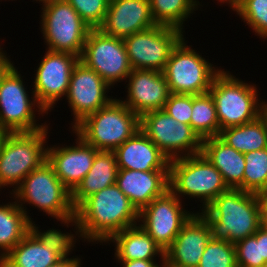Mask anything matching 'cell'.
<instances>
[{
    "label": "cell",
    "mask_w": 267,
    "mask_h": 267,
    "mask_svg": "<svg viewBox=\"0 0 267 267\" xmlns=\"http://www.w3.org/2000/svg\"><path fill=\"white\" fill-rule=\"evenodd\" d=\"M91 29L99 28L106 16L110 0H66Z\"/></svg>",
    "instance_id": "obj_35"
},
{
    "label": "cell",
    "mask_w": 267,
    "mask_h": 267,
    "mask_svg": "<svg viewBox=\"0 0 267 267\" xmlns=\"http://www.w3.org/2000/svg\"><path fill=\"white\" fill-rule=\"evenodd\" d=\"M6 134H7L6 131L0 129V146L2 144L3 139L5 138Z\"/></svg>",
    "instance_id": "obj_43"
},
{
    "label": "cell",
    "mask_w": 267,
    "mask_h": 267,
    "mask_svg": "<svg viewBox=\"0 0 267 267\" xmlns=\"http://www.w3.org/2000/svg\"><path fill=\"white\" fill-rule=\"evenodd\" d=\"M199 213L210 228L211 239L236 243L252 236L265 223L260 194L232 189L221 193Z\"/></svg>",
    "instance_id": "obj_1"
},
{
    "label": "cell",
    "mask_w": 267,
    "mask_h": 267,
    "mask_svg": "<svg viewBox=\"0 0 267 267\" xmlns=\"http://www.w3.org/2000/svg\"><path fill=\"white\" fill-rule=\"evenodd\" d=\"M210 240L209 225L194 213L164 252V267H197Z\"/></svg>",
    "instance_id": "obj_17"
},
{
    "label": "cell",
    "mask_w": 267,
    "mask_h": 267,
    "mask_svg": "<svg viewBox=\"0 0 267 267\" xmlns=\"http://www.w3.org/2000/svg\"><path fill=\"white\" fill-rule=\"evenodd\" d=\"M237 267L267 266V224L252 236L235 243Z\"/></svg>",
    "instance_id": "obj_31"
},
{
    "label": "cell",
    "mask_w": 267,
    "mask_h": 267,
    "mask_svg": "<svg viewBox=\"0 0 267 267\" xmlns=\"http://www.w3.org/2000/svg\"><path fill=\"white\" fill-rule=\"evenodd\" d=\"M118 165L113 151H98L93 165L82 181L71 192V202L76 210L88 197L116 184Z\"/></svg>",
    "instance_id": "obj_24"
},
{
    "label": "cell",
    "mask_w": 267,
    "mask_h": 267,
    "mask_svg": "<svg viewBox=\"0 0 267 267\" xmlns=\"http://www.w3.org/2000/svg\"><path fill=\"white\" fill-rule=\"evenodd\" d=\"M116 185L140 212L169 189V171L118 169Z\"/></svg>",
    "instance_id": "obj_21"
},
{
    "label": "cell",
    "mask_w": 267,
    "mask_h": 267,
    "mask_svg": "<svg viewBox=\"0 0 267 267\" xmlns=\"http://www.w3.org/2000/svg\"><path fill=\"white\" fill-rule=\"evenodd\" d=\"M156 25L149 0H110L99 29L106 35L124 39Z\"/></svg>",
    "instance_id": "obj_20"
},
{
    "label": "cell",
    "mask_w": 267,
    "mask_h": 267,
    "mask_svg": "<svg viewBox=\"0 0 267 267\" xmlns=\"http://www.w3.org/2000/svg\"><path fill=\"white\" fill-rule=\"evenodd\" d=\"M164 111L178 122L190 125L192 115V95L170 93Z\"/></svg>",
    "instance_id": "obj_37"
},
{
    "label": "cell",
    "mask_w": 267,
    "mask_h": 267,
    "mask_svg": "<svg viewBox=\"0 0 267 267\" xmlns=\"http://www.w3.org/2000/svg\"><path fill=\"white\" fill-rule=\"evenodd\" d=\"M170 189L155 198L139 212L138 224L165 252L194 214L182 207V202ZM142 218V219H141Z\"/></svg>",
    "instance_id": "obj_14"
},
{
    "label": "cell",
    "mask_w": 267,
    "mask_h": 267,
    "mask_svg": "<svg viewBox=\"0 0 267 267\" xmlns=\"http://www.w3.org/2000/svg\"><path fill=\"white\" fill-rule=\"evenodd\" d=\"M30 231V221L16 201L0 205V259Z\"/></svg>",
    "instance_id": "obj_28"
},
{
    "label": "cell",
    "mask_w": 267,
    "mask_h": 267,
    "mask_svg": "<svg viewBox=\"0 0 267 267\" xmlns=\"http://www.w3.org/2000/svg\"><path fill=\"white\" fill-rule=\"evenodd\" d=\"M190 126L201 140L220 134L214 100L211 94L192 95V115Z\"/></svg>",
    "instance_id": "obj_29"
},
{
    "label": "cell",
    "mask_w": 267,
    "mask_h": 267,
    "mask_svg": "<svg viewBox=\"0 0 267 267\" xmlns=\"http://www.w3.org/2000/svg\"><path fill=\"white\" fill-rule=\"evenodd\" d=\"M108 241L114 242L118 261H154L159 254L164 263V252L155 241L138 225L114 234Z\"/></svg>",
    "instance_id": "obj_25"
},
{
    "label": "cell",
    "mask_w": 267,
    "mask_h": 267,
    "mask_svg": "<svg viewBox=\"0 0 267 267\" xmlns=\"http://www.w3.org/2000/svg\"><path fill=\"white\" fill-rule=\"evenodd\" d=\"M221 3H228L229 6L232 7L231 9L234 10L241 2L242 0H218Z\"/></svg>",
    "instance_id": "obj_41"
},
{
    "label": "cell",
    "mask_w": 267,
    "mask_h": 267,
    "mask_svg": "<svg viewBox=\"0 0 267 267\" xmlns=\"http://www.w3.org/2000/svg\"><path fill=\"white\" fill-rule=\"evenodd\" d=\"M42 7L41 32L47 49L80 58L90 26L66 0L51 1Z\"/></svg>",
    "instance_id": "obj_8"
},
{
    "label": "cell",
    "mask_w": 267,
    "mask_h": 267,
    "mask_svg": "<svg viewBox=\"0 0 267 267\" xmlns=\"http://www.w3.org/2000/svg\"><path fill=\"white\" fill-rule=\"evenodd\" d=\"M122 263L123 267H164V263L158 265L155 261L148 260H131V261H118Z\"/></svg>",
    "instance_id": "obj_39"
},
{
    "label": "cell",
    "mask_w": 267,
    "mask_h": 267,
    "mask_svg": "<svg viewBox=\"0 0 267 267\" xmlns=\"http://www.w3.org/2000/svg\"><path fill=\"white\" fill-rule=\"evenodd\" d=\"M113 152L118 169L169 171L170 160L141 129Z\"/></svg>",
    "instance_id": "obj_22"
},
{
    "label": "cell",
    "mask_w": 267,
    "mask_h": 267,
    "mask_svg": "<svg viewBox=\"0 0 267 267\" xmlns=\"http://www.w3.org/2000/svg\"><path fill=\"white\" fill-rule=\"evenodd\" d=\"M153 20L183 30V22L200 5L197 0H149Z\"/></svg>",
    "instance_id": "obj_30"
},
{
    "label": "cell",
    "mask_w": 267,
    "mask_h": 267,
    "mask_svg": "<svg viewBox=\"0 0 267 267\" xmlns=\"http://www.w3.org/2000/svg\"><path fill=\"white\" fill-rule=\"evenodd\" d=\"M81 259L80 258H63L56 264L49 267H81Z\"/></svg>",
    "instance_id": "obj_40"
},
{
    "label": "cell",
    "mask_w": 267,
    "mask_h": 267,
    "mask_svg": "<svg viewBox=\"0 0 267 267\" xmlns=\"http://www.w3.org/2000/svg\"><path fill=\"white\" fill-rule=\"evenodd\" d=\"M260 38L267 39V0H242L233 10Z\"/></svg>",
    "instance_id": "obj_34"
},
{
    "label": "cell",
    "mask_w": 267,
    "mask_h": 267,
    "mask_svg": "<svg viewBox=\"0 0 267 267\" xmlns=\"http://www.w3.org/2000/svg\"><path fill=\"white\" fill-rule=\"evenodd\" d=\"M220 71L188 47L182 38L173 48L163 74L170 93L199 95L209 92L214 77Z\"/></svg>",
    "instance_id": "obj_9"
},
{
    "label": "cell",
    "mask_w": 267,
    "mask_h": 267,
    "mask_svg": "<svg viewBox=\"0 0 267 267\" xmlns=\"http://www.w3.org/2000/svg\"><path fill=\"white\" fill-rule=\"evenodd\" d=\"M48 125L34 132L7 133L0 146V189L15 186L46 161ZM45 144V145H44Z\"/></svg>",
    "instance_id": "obj_7"
},
{
    "label": "cell",
    "mask_w": 267,
    "mask_h": 267,
    "mask_svg": "<svg viewBox=\"0 0 267 267\" xmlns=\"http://www.w3.org/2000/svg\"><path fill=\"white\" fill-rule=\"evenodd\" d=\"M80 236L87 242H108L116 233L138 225L139 211L116 184L88 197L76 210Z\"/></svg>",
    "instance_id": "obj_2"
},
{
    "label": "cell",
    "mask_w": 267,
    "mask_h": 267,
    "mask_svg": "<svg viewBox=\"0 0 267 267\" xmlns=\"http://www.w3.org/2000/svg\"><path fill=\"white\" fill-rule=\"evenodd\" d=\"M78 61L79 57L73 54L47 49L36 70L32 91V96L46 113L67 95L71 73Z\"/></svg>",
    "instance_id": "obj_15"
},
{
    "label": "cell",
    "mask_w": 267,
    "mask_h": 267,
    "mask_svg": "<svg viewBox=\"0 0 267 267\" xmlns=\"http://www.w3.org/2000/svg\"><path fill=\"white\" fill-rule=\"evenodd\" d=\"M257 91L256 85H248L224 70L214 77L209 93L215 103L220 131L252 122L267 110V102L258 100Z\"/></svg>",
    "instance_id": "obj_5"
},
{
    "label": "cell",
    "mask_w": 267,
    "mask_h": 267,
    "mask_svg": "<svg viewBox=\"0 0 267 267\" xmlns=\"http://www.w3.org/2000/svg\"><path fill=\"white\" fill-rule=\"evenodd\" d=\"M264 202V217L267 220V192L262 195Z\"/></svg>",
    "instance_id": "obj_42"
},
{
    "label": "cell",
    "mask_w": 267,
    "mask_h": 267,
    "mask_svg": "<svg viewBox=\"0 0 267 267\" xmlns=\"http://www.w3.org/2000/svg\"><path fill=\"white\" fill-rule=\"evenodd\" d=\"M127 98L122 101L139 117L163 109L170 95L163 72L147 69L132 70L127 77Z\"/></svg>",
    "instance_id": "obj_18"
},
{
    "label": "cell",
    "mask_w": 267,
    "mask_h": 267,
    "mask_svg": "<svg viewBox=\"0 0 267 267\" xmlns=\"http://www.w3.org/2000/svg\"><path fill=\"white\" fill-rule=\"evenodd\" d=\"M63 258L29 231L0 259V267H49Z\"/></svg>",
    "instance_id": "obj_26"
},
{
    "label": "cell",
    "mask_w": 267,
    "mask_h": 267,
    "mask_svg": "<svg viewBox=\"0 0 267 267\" xmlns=\"http://www.w3.org/2000/svg\"><path fill=\"white\" fill-rule=\"evenodd\" d=\"M0 48V84L4 76L14 67L10 59L6 57L7 55Z\"/></svg>",
    "instance_id": "obj_38"
},
{
    "label": "cell",
    "mask_w": 267,
    "mask_h": 267,
    "mask_svg": "<svg viewBox=\"0 0 267 267\" xmlns=\"http://www.w3.org/2000/svg\"><path fill=\"white\" fill-rule=\"evenodd\" d=\"M140 129V117L120 99L86 116L72 131L98 151H114Z\"/></svg>",
    "instance_id": "obj_4"
},
{
    "label": "cell",
    "mask_w": 267,
    "mask_h": 267,
    "mask_svg": "<svg viewBox=\"0 0 267 267\" xmlns=\"http://www.w3.org/2000/svg\"><path fill=\"white\" fill-rule=\"evenodd\" d=\"M201 153L220 171L229 188L243 190V153L228 146L218 136L203 139Z\"/></svg>",
    "instance_id": "obj_23"
},
{
    "label": "cell",
    "mask_w": 267,
    "mask_h": 267,
    "mask_svg": "<svg viewBox=\"0 0 267 267\" xmlns=\"http://www.w3.org/2000/svg\"><path fill=\"white\" fill-rule=\"evenodd\" d=\"M32 220L30 221V231L45 245L53 249L62 258H69L68 255L72 251L76 243V237L71 233H62L58 229H49L46 232H40ZM75 239V241H74ZM75 242V243H74Z\"/></svg>",
    "instance_id": "obj_36"
},
{
    "label": "cell",
    "mask_w": 267,
    "mask_h": 267,
    "mask_svg": "<svg viewBox=\"0 0 267 267\" xmlns=\"http://www.w3.org/2000/svg\"><path fill=\"white\" fill-rule=\"evenodd\" d=\"M179 28L156 25L124 38L132 70L163 72L173 48L184 37Z\"/></svg>",
    "instance_id": "obj_12"
},
{
    "label": "cell",
    "mask_w": 267,
    "mask_h": 267,
    "mask_svg": "<svg viewBox=\"0 0 267 267\" xmlns=\"http://www.w3.org/2000/svg\"><path fill=\"white\" fill-rule=\"evenodd\" d=\"M24 86L16 67L4 76L0 84V129L7 133L34 132L47 126L36 123L35 106L41 115L46 112L40 107L35 96L30 100Z\"/></svg>",
    "instance_id": "obj_11"
},
{
    "label": "cell",
    "mask_w": 267,
    "mask_h": 267,
    "mask_svg": "<svg viewBox=\"0 0 267 267\" xmlns=\"http://www.w3.org/2000/svg\"><path fill=\"white\" fill-rule=\"evenodd\" d=\"M111 86L80 60L74 66L66 98L74 115L72 129L86 116L109 104L114 98L106 94Z\"/></svg>",
    "instance_id": "obj_16"
},
{
    "label": "cell",
    "mask_w": 267,
    "mask_h": 267,
    "mask_svg": "<svg viewBox=\"0 0 267 267\" xmlns=\"http://www.w3.org/2000/svg\"><path fill=\"white\" fill-rule=\"evenodd\" d=\"M34 1V0H33ZM36 1H41L43 4L51 2V1H57V0H36Z\"/></svg>",
    "instance_id": "obj_44"
},
{
    "label": "cell",
    "mask_w": 267,
    "mask_h": 267,
    "mask_svg": "<svg viewBox=\"0 0 267 267\" xmlns=\"http://www.w3.org/2000/svg\"><path fill=\"white\" fill-rule=\"evenodd\" d=\"M11 194L29 221L31 218L23 206L25 202L43 210L67 227L70 223L75 225L76 233L80 235L79 222L71 202V191L60 181L47 160L31 171Z\"/></svg>",
    "instance_id": "obj_3"
},
{
    "label": "cell",
    "mask_w": 267,
    "mask_h": 267,
    "mask_svg": "<svg viewBox=\"0 0 267 267\" xmlns=\"http://www.w3.org/2000/svg\"><path fill=\"white\" fill-rule=\"evenodd\" d=\"M243 191L263 195L267 192V148L244 154Z\"/></svg>",
    "instance_id": "obj_32"
},
{
    "label": "cell",
    "mask_w": 267,
    "mask_h": 267,
    "mask_svg": "<svg viewBox=\"0 0 267 267\" xmlns=\"http://www.w3.org/2000/svg\"><path fill=\"white\" fill-rule=\"evenodd\" d=\"M169 189L180 196L200 198L205 209L221 193L230 188L220 171L202 153L170 160Z\"/></svg>",
    "instance_id": "obj_6"
},
{
    "label": "cell",
    "mask_w": 267,
    "mask_h": 267,
    "mask_svg": "<svg viewBox=\"0 0 267 267\" xmlns=\"http://www.w3.org/2000/svg\"><path fill=\"white\" fill-rule=\"evenodd\" d=\"M79 60L112 87L126 80L132 71L124 40L106 35L99 28L89 31Z\"/></svg>",
    "instance_id": "obj_13"
},
{
    "label": "cell",
    "mask_w": 267,
    "mask_h": 267,
    "mask_svg": "<svg viewBox=\"0 0 267 267\" xmlns=\"http://www.w3.org/2000/svg\"><path fill=\"white\" fill-rule=\"evenodd\" d=\"M218 137L243 154L267 148V110L252 122L222 129Z\"/></svg>",
    "instance_id": "obj_27"
},
{
    "label": "cell",
    "mask_w": 267,
    "mask_h": 267,
    "mask_svg": "<svg viewBox=\"0 0 267 267\" xmlns=\"http://www.w3.org/2000/svg\"><path fill=\"white\" fill-rule=\"evenodd\" d=\"M140 129L169 160L202 152V140L191 126L178 122L164 109L143 114Z\"/></svg>",
    "instance_id": "obj_10"
},
{
    "label": "cell",
    "mask_w": 267,
    "mask_h": 267,
    "mask_svg": "<svg viewBox=\"0 0 267 267\" xmlns=\"http://www.w3.org/2000/svg\"><path fill=\"white\" fill-rule=\"evenodd\" d=\"M75 146H47L46 160L60 181L72 192L86 176L98 152L77 135Z\"/></svg>",
    "instance_id": "obj_19"
},
{
    "label": "cell",
    "mask_w": 267,
    "mask_h": 267,
    "mask_svg": "<svg viewBox=\"0 0 267 267\" xmlns=\"http://www.w3.org/2000/svg\"><path fill=\"white\" fill-rule=\"evenodd\" d=\"M197 267H237L235 244L211 239Z\"/></svg>",
    "instance_id": "obj_33"
}]
</instances>
